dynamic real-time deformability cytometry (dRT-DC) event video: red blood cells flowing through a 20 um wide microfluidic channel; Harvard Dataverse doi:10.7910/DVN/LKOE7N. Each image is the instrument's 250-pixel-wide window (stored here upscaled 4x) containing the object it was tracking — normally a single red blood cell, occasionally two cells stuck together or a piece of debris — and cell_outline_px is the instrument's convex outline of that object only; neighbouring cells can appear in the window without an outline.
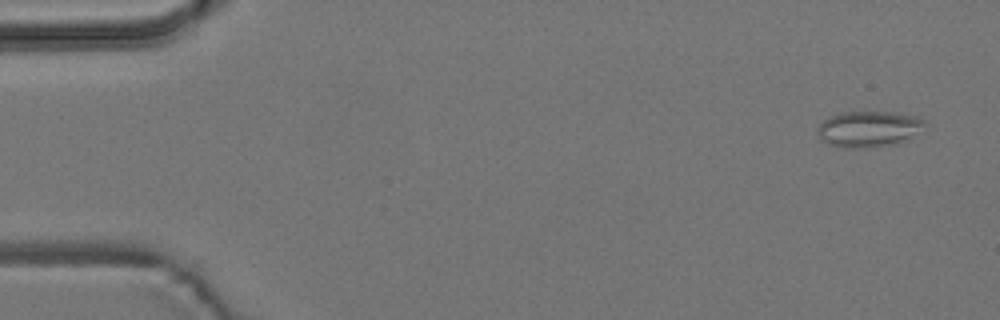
{"species": "common noctule bat (a hibernating species)", "species_latin": "Nyctalus noctula", "temperature_condition": "room temperature", "stored_images_in_passage": 4, "camera_frame_rate_fps": 3000, "um_per_image_px": 0.085, "animal": {"sex": "male", "body_mass_g": 19.2, "forearm_length_mm": 51.8}, "frame": {"image": 1, "passage_image": 1, "time_ms": 0.0, "image_size_px": [1000, 320], "cell_outline_px": [[924, 124], [912, 140], [896, 144], [868, 148], [844, 148], [832, 144], [824, 140], [816, 132], [820, 124], [824, 120], [832, 116], [844, 112], [892, 112], [916, 116], [924, 120]], "centroid_in_image_um": [73.89, 10.98], "position_along_channel_um": 11.1, "area_um2": 22.43}}